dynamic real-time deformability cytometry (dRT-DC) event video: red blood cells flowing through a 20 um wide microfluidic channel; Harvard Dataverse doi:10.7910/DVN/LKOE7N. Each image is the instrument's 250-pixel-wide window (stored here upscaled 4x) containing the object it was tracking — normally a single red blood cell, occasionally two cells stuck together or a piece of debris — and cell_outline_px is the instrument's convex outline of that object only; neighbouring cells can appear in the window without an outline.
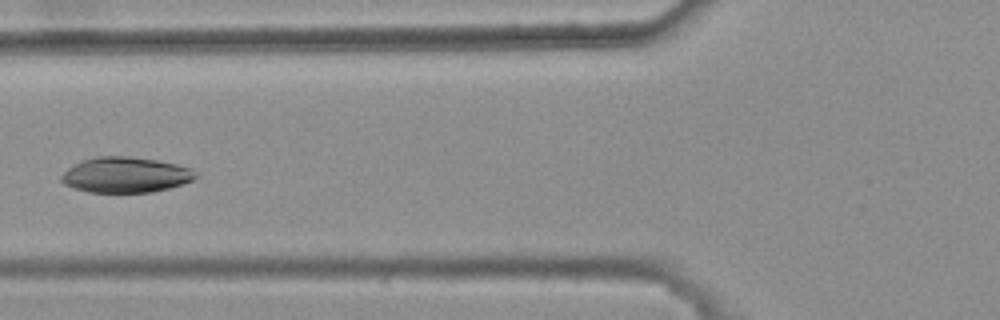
{"species": "common noctule bat (a hibernating species)", "species_latin": "Nyctalus noctula", "temperature_condition": "warm", "stored_images_in_passage": 5, "camera_frame_rate_fps": 3000, "um_per_image_px": 0.085, "animal": {"sex": "female", "body_mass_g": 25.1}, "frame": {"image": 1, "passage_image": 5, "time_ms": 1.333, "image_size_px": [1000, 320], "cell_outline_px": [[200, 176], [192, 180], [168, 188], [152, 192], [88, 192], [64, 184], [60, 180], [60, 176], [68, 168], [80, 160], [96, 156], [128, 156], [156, 160], [176, 164], [192, 168]], "centroid_in_image_um": [10.67, 14.85], "position_along_channel_um": 115.1, "area_um2": 27.8}}